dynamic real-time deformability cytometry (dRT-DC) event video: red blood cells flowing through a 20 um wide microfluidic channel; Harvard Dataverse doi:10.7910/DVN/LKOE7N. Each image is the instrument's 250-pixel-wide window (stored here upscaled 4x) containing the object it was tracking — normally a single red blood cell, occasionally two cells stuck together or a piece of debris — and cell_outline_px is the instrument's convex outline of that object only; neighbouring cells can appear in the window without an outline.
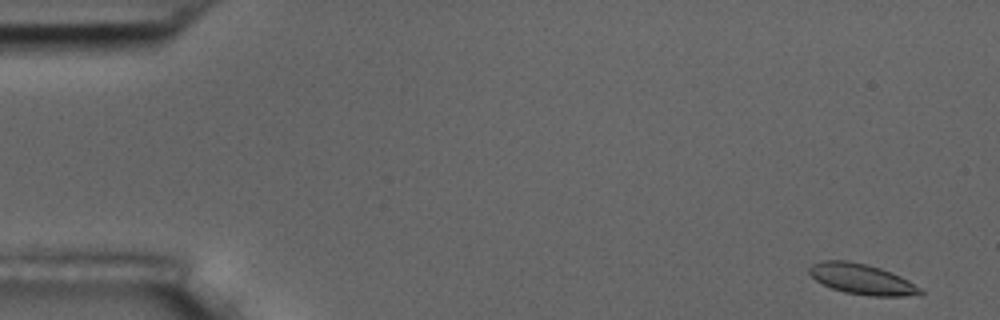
{"species": "common noctule bat (a hibernating species)", "species_latin": "Nyctalus noctula", "temperature_condition": "room temperature", "stored_images_in_passage": 5, "camera_frame_rate_fps": 3000, "um_per_image_px": 0.085, "animal": {"sex": "male", "body_mass_g": 17.5, "forearm_length_mm": 52.3}, "frame": {"image": 1, "passage_image": 1, "time_ms": 0.0, "image_size_px": [1000, 320], "cell_outline_px": [[924, 292], [920, 296], [872, 296], [844, 292], [832, 288], [816, 280], [808, 272], [808, 268], [812, 264], [820, 260], [848, 260], [868, 264], [880, 268], [900, 276], [908, 280], [920, 288]], "centroid_in_image_um": [73.26, 23.72], "position_along_channel_um": 11.7, "area_um2": 19.83}}
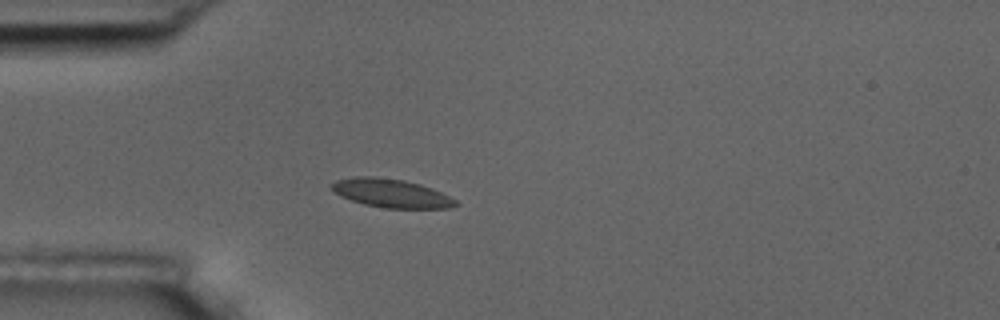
{"frame": {"image": 2, "passage_image": 4, "time_ms": 4.333, "image_size_px": [1000, 320], "cell_outline_px": [[460, 204], [448, 208], [384, 208], [364, 204], [340, 196], [332, 192], [328, 184], [336, 180], [356, 176], [376, 176], [404, 180], [420, 184], [432, 188], [456, 200]], "centroid_in_image_um": [33.2, 16.41], "position_along_channel_um": 51.8, "area_um2": 20.81}}